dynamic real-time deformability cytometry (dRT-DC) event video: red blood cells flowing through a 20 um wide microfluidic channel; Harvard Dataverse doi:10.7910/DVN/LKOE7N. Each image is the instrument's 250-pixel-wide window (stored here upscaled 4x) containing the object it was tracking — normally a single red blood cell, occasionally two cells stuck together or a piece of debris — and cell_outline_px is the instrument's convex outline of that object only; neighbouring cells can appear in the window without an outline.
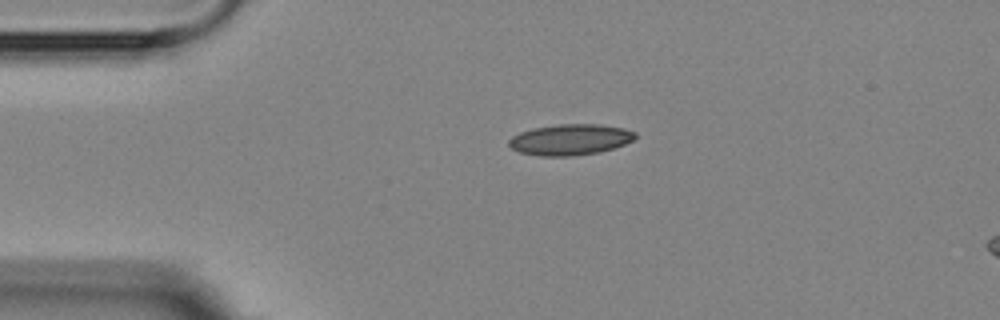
{"species": "Egyptian fruit bat (a non-hibernating species)", "species_latin": "Rousettus aegyptiacus", "temperature_condition": "room temperature", "stored_images_in_passage": 2, "camera_frame_rate_fps": 3000, "um_per_image_px": 0.085, "animal": {"sex": "female"}, "frame": {"image": 1, "passage_image": 1, "time_ms": 0.0, "image_size_px": [1000, 320], "cell_outline_px": [[636, 136], [632, 140], [624, 144], [600, 152], [572, 156], [540, 156], [520, 152], [512, 148], [508, 144], [508, 140], [512, 136], [520, 132], [532, 128], [560, 124], [600, 124], [624, 128], [636, 132]], "centroid_in_image_um": [48.45, 11.86], "position_along_channel_um": 36.5, "area_um2": 22.77}}